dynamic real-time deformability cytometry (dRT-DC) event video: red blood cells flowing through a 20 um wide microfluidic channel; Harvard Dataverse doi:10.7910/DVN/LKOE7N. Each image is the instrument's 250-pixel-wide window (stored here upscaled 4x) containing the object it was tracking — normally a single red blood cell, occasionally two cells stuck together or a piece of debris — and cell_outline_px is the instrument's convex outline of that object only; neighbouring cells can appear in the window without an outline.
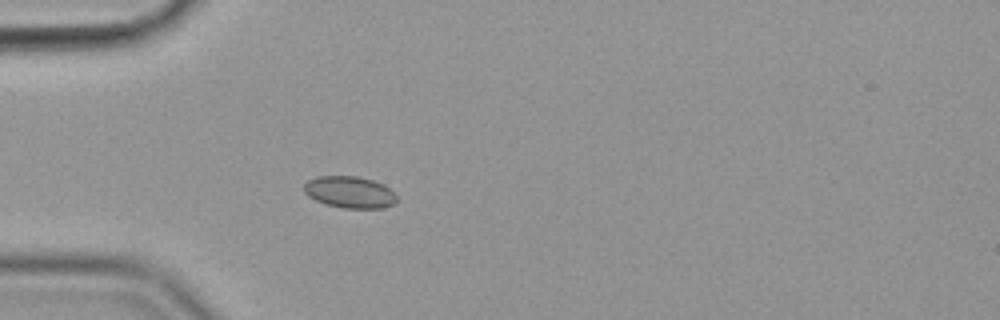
{"species": "common noctule bat (a hibernating species)", "species_latin": "Nyctalus noctula", "temperature_condition": "cold", "stored_images_in_passage": 35, "camera_frame_rate_fps": 3000, "um_per_image_px": 0.085, "animal": {"sex": "female", "body_mass_g": 19.9}, "frame": {"image": 1, "passage_image": 1, "time_ms": 0.0, "image_size_px": [1000, 320], "cell_outline_px": [[396, 204], [380, 208], [344, 208], [324, 204], [308, 196], [304, 192], [304, 184], [308, 180], [320, 176], [356, 176], [372, 180], [384, 184], [396, 196]], "centroid_in_image_um": [29.71, 16.34], "position_along_channel_um": 55.3, "area_um2": 17.11}}
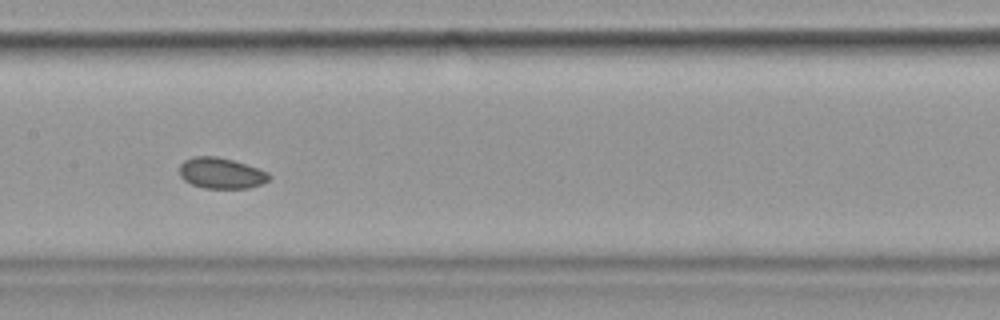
{"frame": {"image": 2, "passage_image": 13, "time_ms": 4.0, "image_size_px": [1000, 320], "cell_outline_px": [[272, 176], [268, 180], [260, 184], [248, 188], [204, 188], [192, 184], [184, 180], [180, 176], [180, 164], [184, 160], [192, 156], [216, 156], [232, 160], [268, 172]], "centroid_in_image_um": [18.77, 14.71], "position_along_channel_um": 188.6, "area_um2": 16.01}}
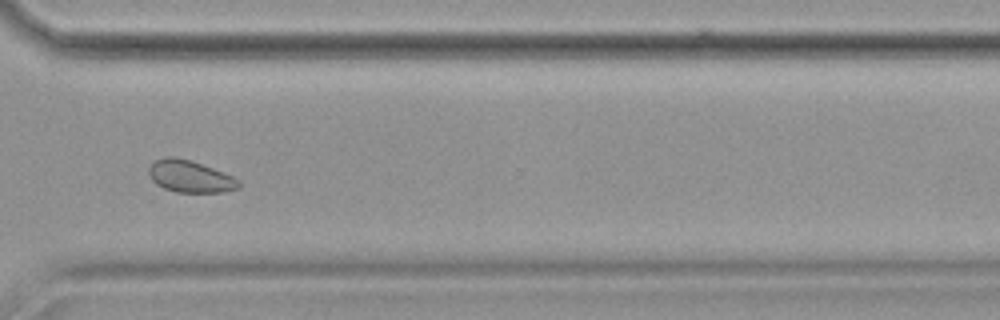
{"frame": {"image": 3, "passage_image": 27, "time_ms": 8.667, "image_size_px": [1000, 320], "cell_outline_px": [[240, 188], [224, 192], [176, 192], [164, 188], [156, 184], [152, 180], [148, 172], [148, 168], [152, 160], [164, 156], [176, 156], [212, 168], [232, 176], [240, 180]], "centroid_in_image_um": [16.12, 14.99], "position_along_channel_um": 354.5, "area_um2": 16.88}, "authors_computed_cell_mechanics": {"area_um2": 16.6464, "velocity_mm_per_s": 3.5498, "shape_relaxation_time_tau1_ms": null, "shape_relaxation_time_tau2_ms": 3.6367, "deformation_change_tau1": null, "deformation_change_tau2": 0.0507}}